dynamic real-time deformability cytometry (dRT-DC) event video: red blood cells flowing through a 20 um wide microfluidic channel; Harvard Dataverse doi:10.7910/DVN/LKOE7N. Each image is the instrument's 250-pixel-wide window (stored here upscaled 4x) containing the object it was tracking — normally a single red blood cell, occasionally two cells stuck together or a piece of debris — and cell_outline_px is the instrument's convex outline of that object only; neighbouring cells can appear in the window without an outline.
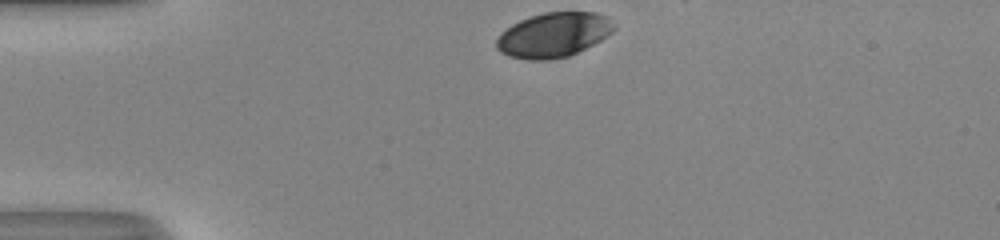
{"species": "human", "species_latin": "Homo sapiens", "temperature_condition": "room temperature", "stored_images_in_passage": 12, "camera_frame_rate_fps": 3000, "um_per_image_px": 0.085, "donor": {"sex": "male"}, "frame": {"image": 1, "passage_image": 1, "time_ms": 0.0, "image_size_px": [1000, 240], "cell_outline_px": [[616, 28], [612, 32], [600, 40], [568, 56], [548, 60], [528, 60], [508, 56], [500, 52], [496, 48], [496, 40], [500, 32], [512, 24], [520, 20], [544, 12], [596, 12], [608, 16]], "centroid_in_image_um": [47.02, 2.96], "position_along_channel_um": 38.0, "area_um2": 30.58}}